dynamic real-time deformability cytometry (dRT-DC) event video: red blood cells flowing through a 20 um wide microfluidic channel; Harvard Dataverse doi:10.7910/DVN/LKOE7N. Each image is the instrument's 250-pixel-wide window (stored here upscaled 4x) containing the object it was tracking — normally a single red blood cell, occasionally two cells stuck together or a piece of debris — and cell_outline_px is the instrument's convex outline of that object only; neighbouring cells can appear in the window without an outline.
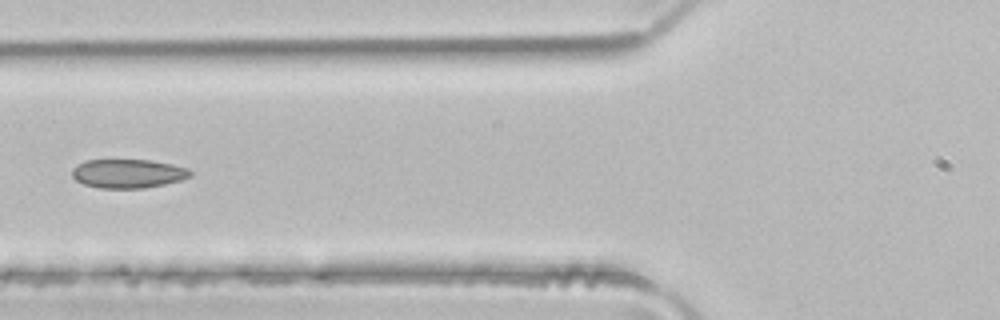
{"species": "common noctule bat (a hibernating species)", "species_latin": "Nyctalus noctula", "temperature_condition": "room temperature", "stored_images_in_passage": 5, "camera_frame_rate_fps": 3000, "um_per_image_px": 0.085, "animal": {"sex": "male", "body_mass_g": 21.5, "forearm_length_mm": 52.0}, "frame": {"image": 1, "passage_image": 4, "time_ms": 1.0, "image_size_px": [1000, 320], "cell_outline_px": [[192, 176], [180, 180], [164, 184], [144, 188], [100, 188], [84, 184], [76, 180], [72, 176], [72, 168], [76, 164], [88, 160], [148, 160], [172, 164], [188, 168], [192, 172]], "centroid_in_image_um": [10.88, 14.75], "position_along_channel_um": 114.9, "area_um2": 19.88}}
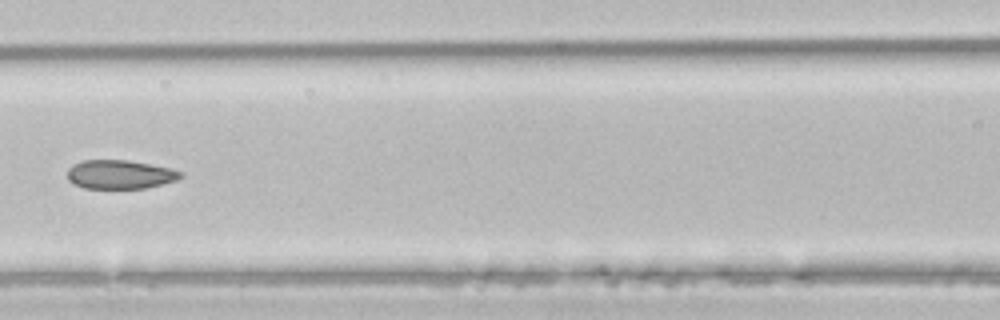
{"frame": {"image": 2, "passage_image": 5, "time_ms": 1.333, "image_size_px": [1000, 320], "cell_outline_px": [[184, 176], [176, 180], [144, 188], [84, 188], [68, 180], [68, 168], [72, 164], [80, 160], [128, 160], [172, 168], [180, 172]], "centroid_in_image_um": [10.18, 14.81], "position_along_channel_um": 156.4, "area_um2": 18.96}}